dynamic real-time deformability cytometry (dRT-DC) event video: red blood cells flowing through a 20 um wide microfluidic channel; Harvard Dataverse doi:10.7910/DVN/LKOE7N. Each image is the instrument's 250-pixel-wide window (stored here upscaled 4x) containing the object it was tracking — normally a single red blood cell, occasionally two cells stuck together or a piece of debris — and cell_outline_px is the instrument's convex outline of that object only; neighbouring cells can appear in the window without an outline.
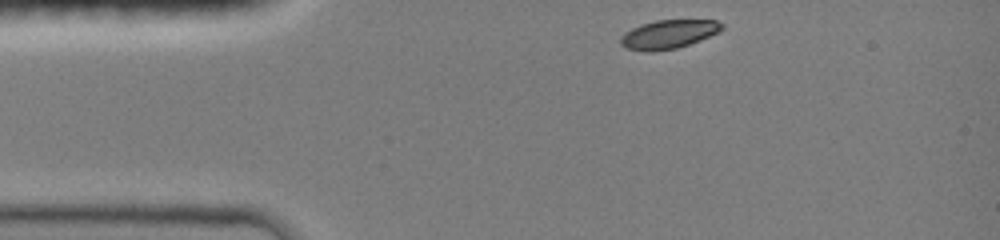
{"species": "common noctule bat (a hibernating species)", "species_latin": "Nyctalus noctula", "temperature_condition": "room temperature", "stored_images_in_passage": 35, "camera_frame_rate_fps": 3000, "um_per_image_px": 0.085, "animal": {"sex": "female", "body_mass_g": 19.0, "forearm_length_mm": 51.5}, "frame": {"image": 1, "passage_image": 1, "time_ms": 0.0, "image_size_px": [1000, 240], "cell_outline_px": [[724, 28], [720, 32], [700, 40], [676, 48], [652, 52], [648, 52], [624, 48], [620, 44], [620, 36], [624, 32], [640, 24], [656, 20], [716, 20], [724, 24]], "centroid_in_image_um": [56.8, 2.91], "position_along_channel_um": 28.2, "area_um2": 17.17}}
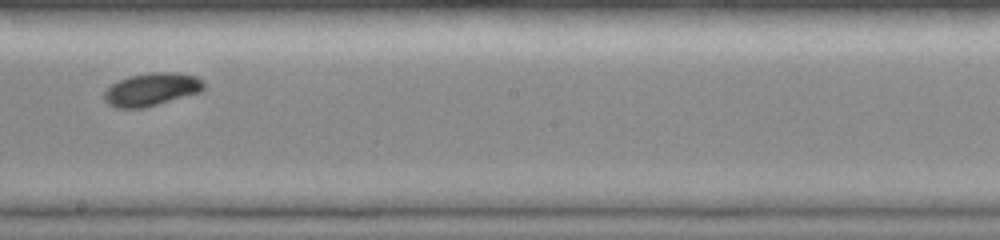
{"frame": {"image": 2, "passage_image": 20, "time_ms": 6.333, "image_size_px": [1000, 240], "cell_outline_px": [[204, 88], [200, 92], [144, 108], [116, 108], [108, 104], [104, 100], [104, 92], [112, 84], [128, 76], [148, 72], [176, 72], [196, 76], [204, 84]], "centroid_in_image_um": [12.86, 7.59], "position_along_channel_um": 235.3, "area_um2": 19.07}}
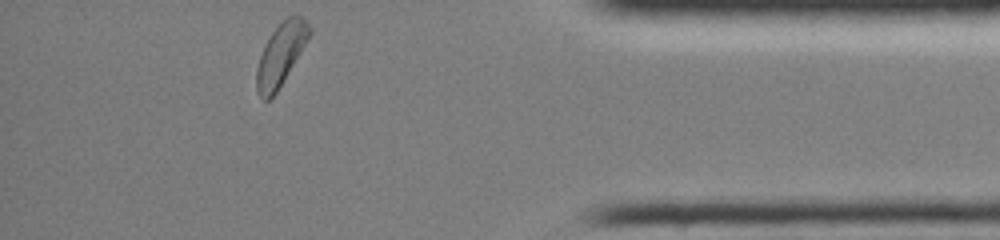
{"frame": {"image": 3, "passage_image": 35, "time_ms": 11.333, "image_size_px": [1000, 240], "cell_outline_px": [[312, 32], [276, 92], [268, 100], [264, 100], [256, 92], [256, 68], [264, 44], [272, 32], [288, 16], [304, 16], [312, 28]], "centroid_in_image_um": [23.86, 4.61], "position_along_channel_um": 411.3, "area_um2": 18.79}, "authors_computed_cell_mechanics": {"area_um2": 18.7272, "velocity_mm_per_s": 3.9952, "shape_relaxation_time_tau1_ms": 1.9039, "shape_relaxation_time_tau2_ms": null, "deformation_change_tau1": 0.0977, "deformation_change_tau2": null}}